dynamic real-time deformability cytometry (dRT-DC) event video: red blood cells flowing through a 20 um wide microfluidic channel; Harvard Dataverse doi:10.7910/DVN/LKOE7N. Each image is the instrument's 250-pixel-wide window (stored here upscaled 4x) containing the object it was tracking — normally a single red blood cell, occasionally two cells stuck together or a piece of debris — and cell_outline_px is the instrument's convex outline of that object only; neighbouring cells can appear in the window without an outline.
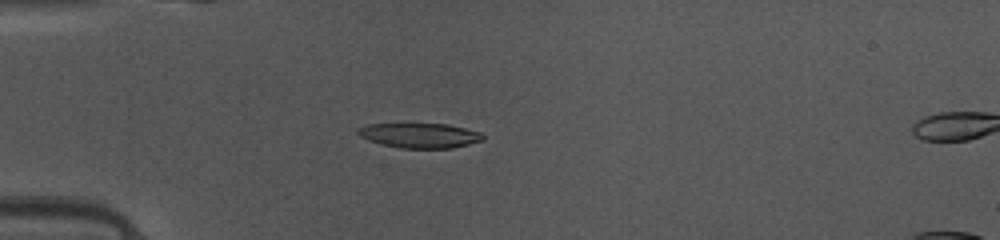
{"species": "common noctule bat (a hibernating species)", "species_latin": "Nyctalus noctula", "temperature_condition": "warm", "stored_images_in_passage": 16, "camera_frame_rate_fps": 3000, "um_per_image_px": 0.085, "animal": {"sex": "female", "body_mass_g": 10.0, "forearm_length_mm": 53.1}, "frame": {"image": 1, "passage_image": 14, "time_ms": 4.333, "image_size_px": [1000, 240], "cell_outline_px": [[484, 140], [452, 148], [400, 148], [380, 144], [368, 140], [360, 136], [356, 132], [356, 128], [368, 124], [448, 124], [480, 132], [484, 136]], "centroid_in_image_um": [35.65, 11.51], "position_along_channel_um": 49.4, "area_um2": 18.09}}